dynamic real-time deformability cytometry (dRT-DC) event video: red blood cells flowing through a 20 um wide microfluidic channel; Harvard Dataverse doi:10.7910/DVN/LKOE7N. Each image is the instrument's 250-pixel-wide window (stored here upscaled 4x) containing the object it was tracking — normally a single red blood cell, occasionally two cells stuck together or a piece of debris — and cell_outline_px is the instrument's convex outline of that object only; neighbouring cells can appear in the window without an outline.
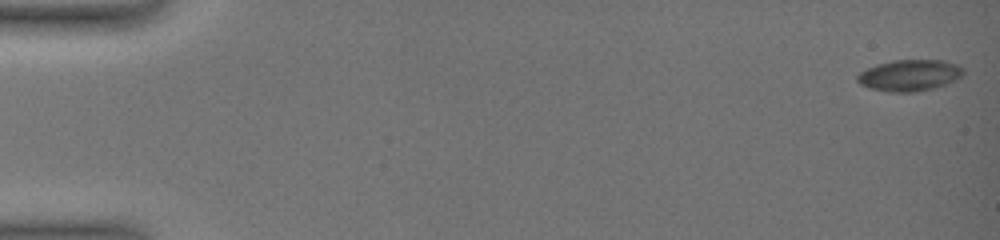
{"species": "common noctule bat (a hibernating species)", "species_latin": "Nyctalus noctula", "temperature_condition": "warm", "stored_images_in_passage": 24, "camera_frame_rate_fps": 3000, "um_per_image_px": 0.085, "animal": {"sex": "female", "body_mass_g": 19.0, "forearm_length_mm": 51.5}, "frame": {"image": 1, "passage_image": 1, "time_ms": 0.0, "image_size_px": [1000, 240], "cell_outline_px": [[964, 72], [960, 76], [944, 84], [932, 88], [916, 92], [888, 92], [868, 88], [860, 84], [856, 80], [856, 76], [860, 72], [876, 64], [892, 60], [944, 60], [956, 64], [964, 68]], "centroid_in_image_um": [77.26, 6.4], "position_along_channel_um": 7.7, "area_um2": 19.31}}
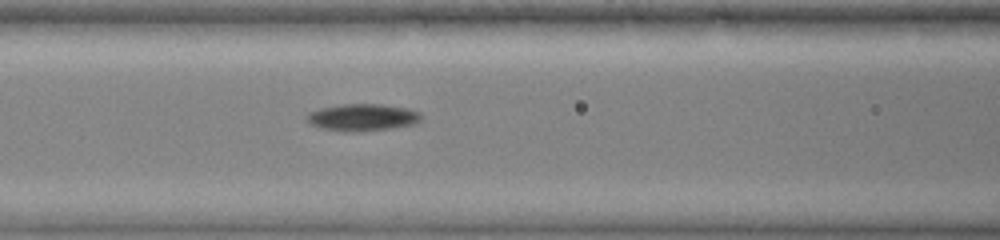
{"frame": {"image": 2, "passage_image": 14, "time_ms": 8.333, "image_size_px": [1000, 240], "cell_outline_px": [[424, 116], [416, 124], [392, 128], [360, 132], [344, 132], [320, 128], [312, 124], [308, 120], [308, 112], [320, 108], [344, 104], [380, 104], [408, 108], [420, 112]], "centroid_in_image_um": [30.86, 9.98], "position_along_channel_um": 135.7, "area_um2": 18.21}}
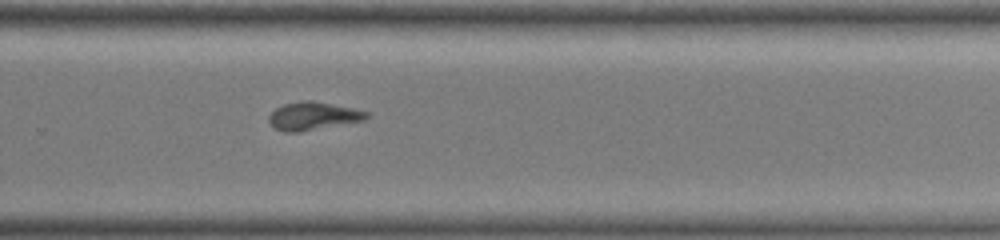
{"frame": {"image": 3, "passage_image": 24, "time_ms": 13.0, "image_size_px": [1000, 240], "cell_outline_px": [[372, 112], [364, 120], [296, 132], [288, 132], [276, 128], [268, 120], [268, 116], [276, 108], [284, 104], [300, 100], [312, 100], [356, 108]], "centroid_in_image_um": [26.65, 9.83], "position_along_channel_um": 303.1, "area_um2": 15.84}}